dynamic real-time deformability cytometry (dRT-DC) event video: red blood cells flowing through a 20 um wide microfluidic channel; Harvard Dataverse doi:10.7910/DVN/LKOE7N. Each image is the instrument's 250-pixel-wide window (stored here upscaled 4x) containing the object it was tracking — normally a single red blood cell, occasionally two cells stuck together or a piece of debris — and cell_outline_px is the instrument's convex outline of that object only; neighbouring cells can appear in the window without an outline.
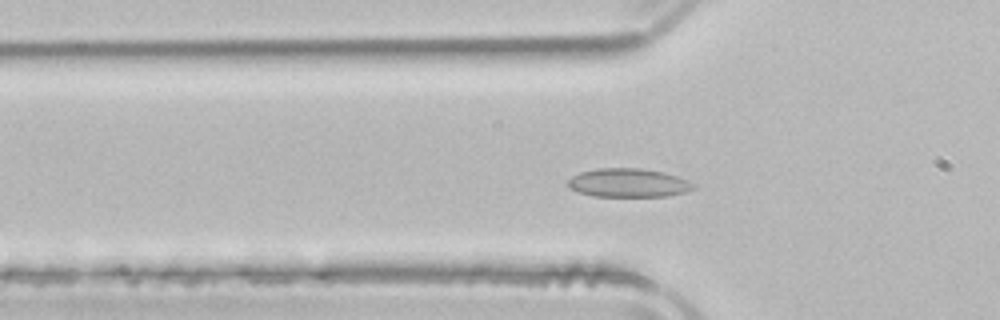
{"species": "common noctule bat (a hibernating species)", "species_latin": "Nyctalus noctula", "temperature_condition": "room temperature", "stored_images_in_passage": 42, "camera_frame_rate_fps": 3000, "um_per_image_px": 0.085, "animal": {"sex": "male", "body_mass_g": 21.5, "forearm_length_mm": 52.0}, "frame": {"image": 1, "passage_image": 14, "time_ms": 4.333, "image_size_px": [1000, 320], "cell_outline_px": [[696, 188], [688, 192], [668, 196], [596, 196], [580, 192], [568, 188], [568, 180], [572, 176], [580, 172], [596, 168], [640, 168], [664, 172], [688, 180], [696, 184]], "centroid_in_image_um": [53.45, 15.54], "position_along_channel_um": 72.3, "area_um2": 21.1}}
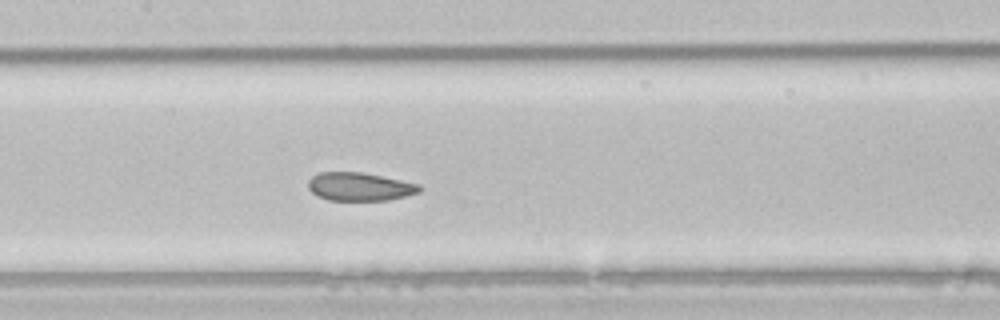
{"frame": {"image": 2, "passage_image": 22, "time_ms": 7.0, "image_size_px": [1000, 320], "cell_outline_px": [[424, 188], [420, 192], [388, 200], [328, 200], [316, 196], [308, 188], [308, 180], [312, 176], [320, 172], [360, 172], [420, 184]], "centroid_in_image_um": [30.56, 15.87], "position_along_channel_um": 176.8, "area_um2": 18.32}}
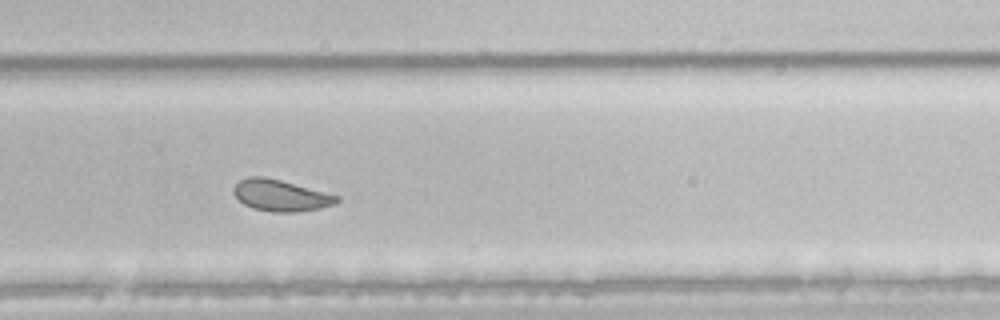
{"frame": {"image": 3, "passage_image": 32, "time_ms": 10.333, "image_size_px": [1000, 320], "cell_outline_px": [[340, 200], [336, 204], [320, 208], [296, 212], [272, 212], [252, 208], [244, 204], [232, 192], [232, 188], [240, 180], [248, 176], [264, 176], [280, 180], [340, 196]], "centroid_in_image_um": [23.85, 16.61], "position_along_channel_um": 305.9, "area_um2": 18.9}, "authors_computed_cell_mechanics": {"area_um2": 19.9988, "velocity_mm_per_s": 3.8887, "shape_relaxation_time_tau1_ms": 7.4664, "shape_relaxation_time_tau2_ms": 1.1361, "deformation_change_tau1": 0.1166, "deformation_change_tau2": 0.0388}}